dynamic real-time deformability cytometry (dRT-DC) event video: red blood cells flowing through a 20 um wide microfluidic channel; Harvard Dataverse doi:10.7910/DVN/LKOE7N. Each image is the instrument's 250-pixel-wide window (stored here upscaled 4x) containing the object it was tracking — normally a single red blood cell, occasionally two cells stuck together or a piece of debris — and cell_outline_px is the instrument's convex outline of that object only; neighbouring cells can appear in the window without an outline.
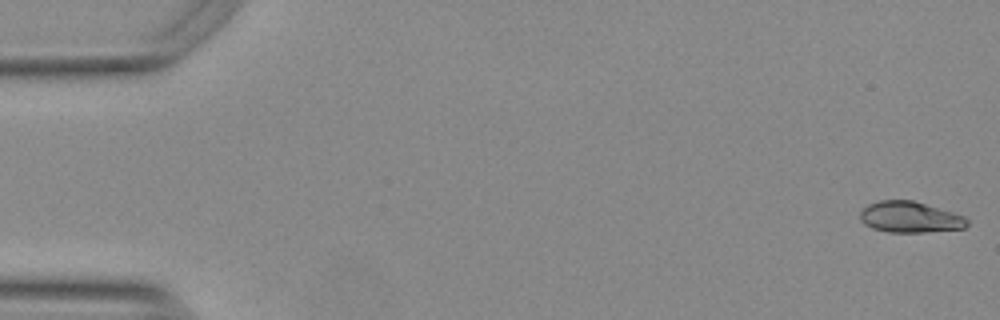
{"species": "Egyptian fruit bat (a non-hibernating species)", "species_latin": "Rousettus aegyptiacus", "temperature_condition": "warm", "stored_images_in_passage": 55, "camera_frame_rate_fps": 3000, "um_per_image_px": 0.085, "animal": {"sex": "female"}, "frame": {"image": 1, "passage_image": 1, "time_ms": 0.0, "image_size_px": [1000, 320], "cell_outline_px": [[968, 224], [964, 228], [924, 232], [888, 232], [872, 228], [864, 224], [860, 220], [860, 212], [868, 204], [880, 200], [912, 200], [952, 212], [964, 216], [968, 220]], "centroid_in_image_um": [77.32, 18.45], "position_along_channel_um": 7.7, "area_um2": 19.25}}
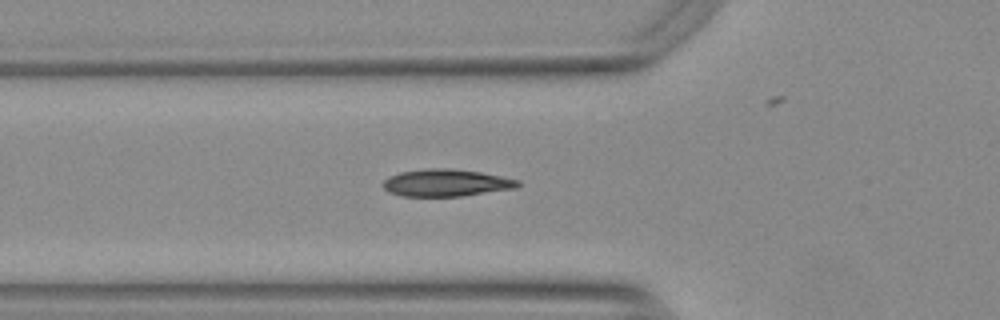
{"frame": {"image": 2, "passage_image": 19, "time_ms": 6.0, "image_size_px": [1000, 320], "cell_outline_px": [[520, 184], [516, 188], [460, 196], [400, 196], [388, 192], [384, 188], [384, 180], [388, 176], [400, 172], [424, 168], [452, 168], [480, 172], [520, 180]], "centroid_in_image_um": [37.9, 15.53], "position_along_channel_um": 87.9, "area_um2": 21.39}}
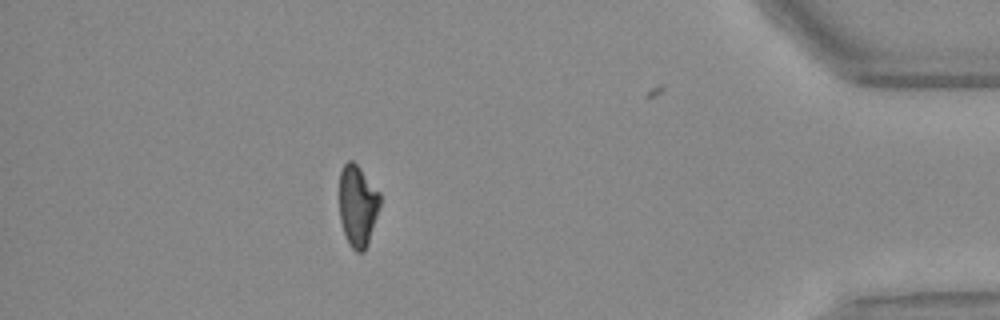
{"frame": {"image": 3, "passage_image": 48, "time_ms": 15.667, "image_size_px": [1000, 320], "cell_outline_px": [[380, 204], [368, 244], [364, 252], [356, 252], [348, 244], [340, 220], [340, 172], [344, 164], [348, 160], [352, 160], [360, 168], [380, 192]], "centroid_in_image_um": [30.4, 17.49], "position_along_channel_um": 404.8, "area_um2": 19.25}, "authors_computed_cell_mechanics": {"area_um2": 20.23, "velocity_mm_per_s": 3.778, "shape_relaxation_time_tau1_ms": 6.2133, "shape_relaxation_time_tau2_ms": 1.5763, "deformation_change_tau1": 0.2073, "deformation_change_tau2": 0.0616}}